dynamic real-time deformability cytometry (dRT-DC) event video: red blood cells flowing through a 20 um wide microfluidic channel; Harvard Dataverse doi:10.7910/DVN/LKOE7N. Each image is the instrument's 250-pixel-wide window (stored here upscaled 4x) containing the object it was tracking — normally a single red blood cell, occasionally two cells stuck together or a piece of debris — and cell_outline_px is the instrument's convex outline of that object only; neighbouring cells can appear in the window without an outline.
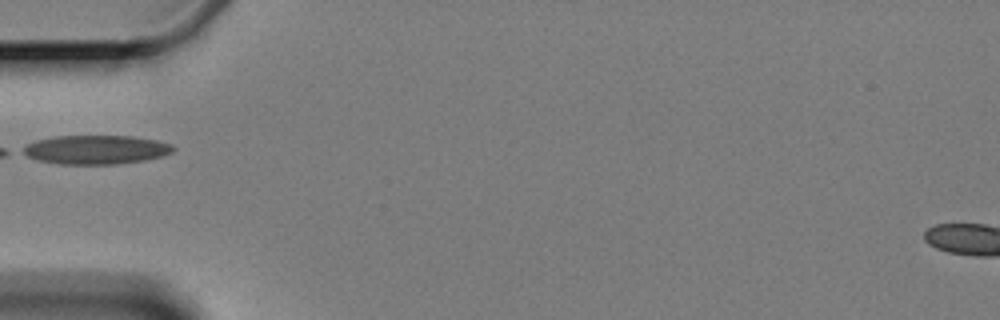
{"species": "Egyptian fruit bat (a non-hibernating species)", "species_latin": "Rousettus aegyptiacus", "temperature_condition": "cold", "stored_images_in_passage": 1, "camera_frame_rate_fps": 3000, "um_per_image_px": 0.085, "animal": {"sex": "female"}, "frame": {"image": 1, "passage_image": 1, "time_ms": 0.0, "image_size_px": [1000, 320], "cell_outline_px": [[176, 148], [172, 152], [160, 156], [144, 160], [116, 164], [60, 164], [40, 160], [28, 156], [20, 152], [20, 148], [36, 140], [56, 136], [132, 136], [156, 140], [172, 144]], "centroid_in_image_um": [8.14, 12.71], "position_along_channel_um": 76.9, "area_um2": 25.26}}